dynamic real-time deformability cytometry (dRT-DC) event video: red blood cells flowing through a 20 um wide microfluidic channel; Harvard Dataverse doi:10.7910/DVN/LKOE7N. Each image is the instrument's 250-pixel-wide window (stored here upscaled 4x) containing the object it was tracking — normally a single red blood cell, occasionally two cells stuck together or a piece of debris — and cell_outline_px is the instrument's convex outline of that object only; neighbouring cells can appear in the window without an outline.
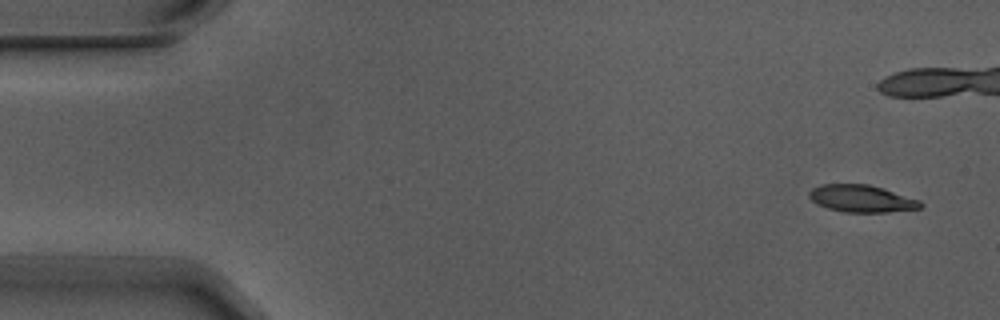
{"species": "Egyptian fruit bat (a non-hibernating species)", "species_latin": "Rousettus aegyptiacus", "temperature_condition": "warm", "stored_images_in_passage": 5, "camera_frame_rate_fps": 3000, "um_per_image_px": 0.085, "animal": {"sex": "male"}, "frame": {"image": 1, "passage_image": 1, "time_ms": 0.0, "image_size_px": [1000, 320], "cell_outline_px": [[924, 204], [920, 208], [888, 212], [844, 212], [828, 208], [812, 200], [808, 196], [808, 192], [812, 188], [820, 184], [868, 184], [884, 188], [920, 200]], "centroid_in_image_um": [73.25, 16.87], "position_along_channel_um": 11.8, "area_um2": 17.63}}